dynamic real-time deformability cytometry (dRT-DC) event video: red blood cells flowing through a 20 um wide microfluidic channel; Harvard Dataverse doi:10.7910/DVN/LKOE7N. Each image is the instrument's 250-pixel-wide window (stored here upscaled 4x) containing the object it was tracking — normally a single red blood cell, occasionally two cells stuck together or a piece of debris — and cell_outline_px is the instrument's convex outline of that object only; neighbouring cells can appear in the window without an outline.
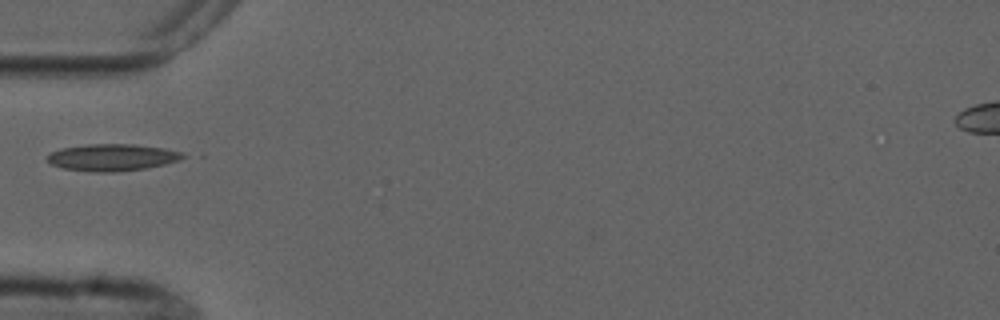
{"species": "common noctule bat (a hibernating species)", "species_latin": "Nyctalus noctula", "temperature_condition": "cold", "stored_images_in_passage": 1, "camera_frame_rate_fps": 3000, "um_per_image_px": 0.085, "animal": {"sex": "male", "forearm_length_mm": 52.5}, "frame": {"image": 1, "passage_image": 1, "time_ms": 0.0, "image_size_px": [1000, 320], "cell_outline_px": [[188, 156], [180, 160], [164, 164], [144, 168], [116, 172], [92, 172], [64, 168], [52, 164], [48, 160], [48, 156], [52, 152], [60, 148], [88, 144], [136, 144], [164, 148], [184, 152]], "centroid_in_image_um": [9.59, 13.37], "position_along_channel_um": 75.4, "area_um2": 21.27}}